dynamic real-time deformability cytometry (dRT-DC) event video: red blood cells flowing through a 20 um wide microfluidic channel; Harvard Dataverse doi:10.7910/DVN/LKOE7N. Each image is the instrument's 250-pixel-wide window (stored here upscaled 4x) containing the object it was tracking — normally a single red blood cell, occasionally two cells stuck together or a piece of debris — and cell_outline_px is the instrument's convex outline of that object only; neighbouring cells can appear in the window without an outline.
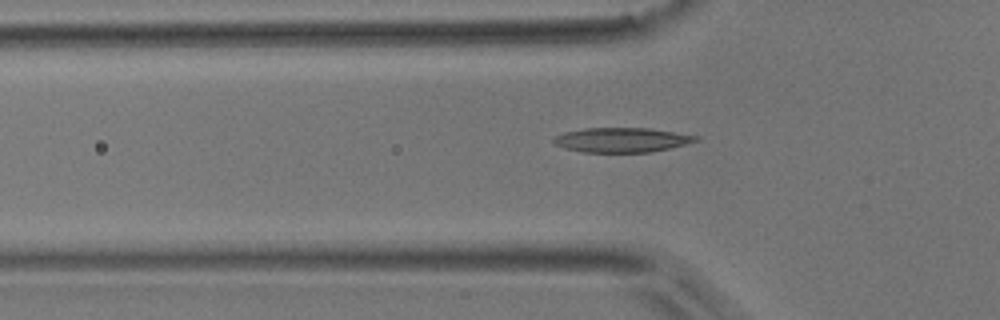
{"species": "common noctule bat (a hibernating species)", "species_latin": "Nyctalus noctula", "temperature_condition": "room temperature", "stored_images_in_passage": 23, "camera_frame_rate_fps": 3000, "um_per_image_px": 0.085, "animal": {"sex": "male", "body_mass_g": 17.9}, "frame": {"image": 1, "passage_image": 2, "time_ms": 0.333, "image_size_px": [1000, 320], "cell_outline_px": [[700, 140], [668, 148], [648, 152], [584, 152], [564, 148], [556, 144], [552, 140], [556, 136], [564, 132], [584, 128], [648, 128], [700, 136]], "centroid_in_image_um": [52.84, 11.89], "position_along_channel_um": 73.0, "area_um2": 20.17}}
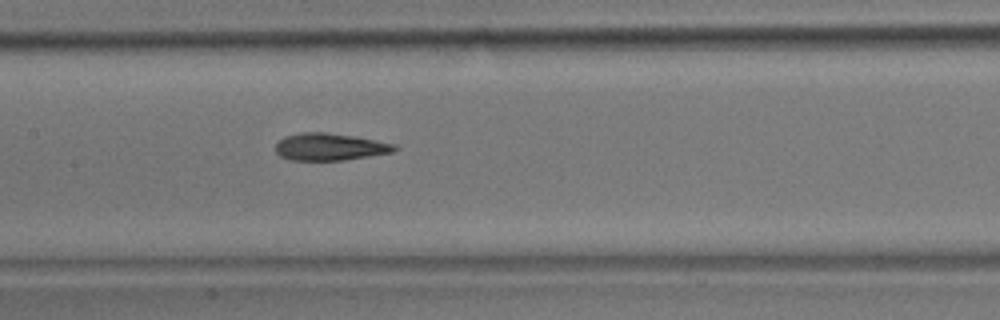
{"frame": {"image": 2, "passage_image": 10, "time_ms": 3.0, "image_size_px": [1000, 320], "cell_outline_px": [[400, 148], [396, 152], [344, 160], [288, 160], [280, 156], [276, 152], [276, 144], [284, 136], [300, 132], [328, 132], [352, 136], [396, 144]], "centroid_in_image_um": [28.06, 12.48], "position_along_channel_um": 179.3, "area_um2": 19.02}}
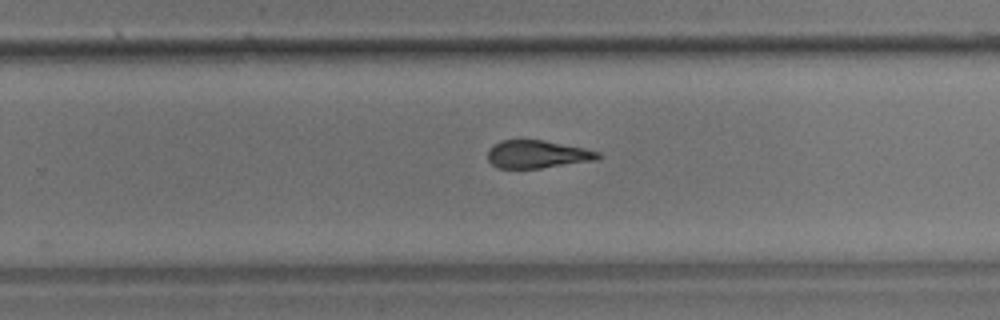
{"frame": {"image": 3, "passage_image": 18, "time_ms": 5.667, "image_size_px": [1000, 320], "cell_outline_px": [[604, 156], [596, 160], [540, 168], [496, 168], [488, 160], [488, 148], [492, 144], [500, 140], [544, 140], [584, 148], [600, 152]], "centroid_in_image_um": [45.66, 13.11], "position_along_channel_um": 284.1, "area_um2": 18.03}, "authors_computed_cell_mechanics": {"area_um2": 18.7272, "velocity_mm_per_s": 3.9477, "shape_relaxation_time_tau1_ms": 6.2122, "shape_relaxation_time_tau2_ms": 5.4759, "deformation_change_tau1": 0.1846, "deformation_change_tau2": 0.1821}}